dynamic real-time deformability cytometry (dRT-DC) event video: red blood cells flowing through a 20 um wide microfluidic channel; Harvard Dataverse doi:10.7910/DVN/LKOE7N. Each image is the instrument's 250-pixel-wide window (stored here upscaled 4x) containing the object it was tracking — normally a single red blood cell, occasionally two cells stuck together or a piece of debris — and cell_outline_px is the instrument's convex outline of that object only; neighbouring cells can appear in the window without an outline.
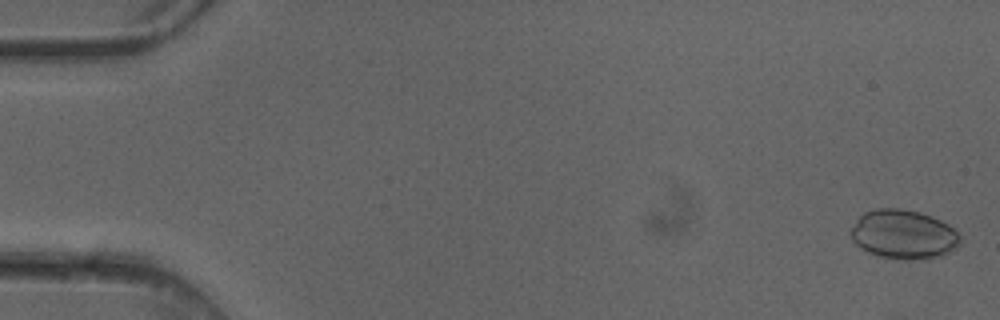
{"species": "common noctule bat (a hibernating species)", "species_latin": "Nyctalus noctula", "temperature_condition": "cold", "stored_images_in_passage": 4, "camera_frame_rate_fps": 3000, "um_per_image_px": 0.085, "animal": {"sex": "female"}, "frame": {"image": 1, "passage_image": 1, "time_ms": 0.0, "image_size_px": [1000, 320], "cell_outline_px": [[960, 244], [956, 248], [944, 256], [928, 260], [892, 260], [876, 256], [860, 248], [852, 240], [848, 232], [856, 220], [864, 212], [876, 208], [900, 208], [920, 212], [932, 216], [948, 224], [960, 236]], "centroid_in_image_um": [76.78, 19.96], "position_along_channel_um": 8.2, "area_um2": 32.19}}
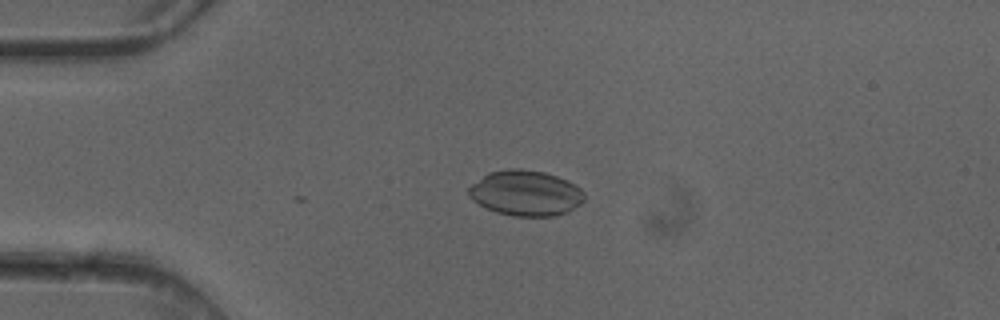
{"frame": {"image": 2, "passage_image": 4, "time_ms": 1.0, "image_size_px": [1000, 320], "cell_outline_px": [[584, 200], [580, 204], [568, 212], [552, 216], [512, 216], [496, 212], [472, 200], [468, 196], [468, 188], [472, 184], [488, 172], [508, 168], [520, 168], [544, 172], [568, 180], [576, 184], [584, 192]], "centroid_in_image_um": [44.69, 16.4], "position_along_channel_um": 40.3, "area_um2": 30.75}}